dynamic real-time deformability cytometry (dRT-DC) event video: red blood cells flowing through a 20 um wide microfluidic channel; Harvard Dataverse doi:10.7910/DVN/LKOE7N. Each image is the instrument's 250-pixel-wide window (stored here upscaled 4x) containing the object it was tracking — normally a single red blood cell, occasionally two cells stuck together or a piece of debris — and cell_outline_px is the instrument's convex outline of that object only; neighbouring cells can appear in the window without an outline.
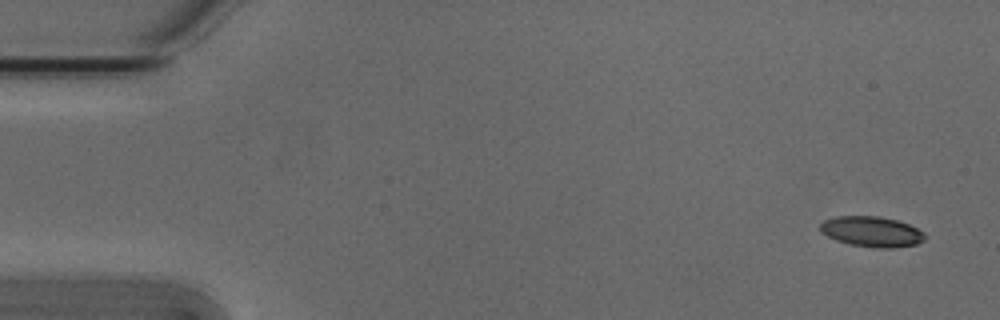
{"species": "Egyptian fruit bat (a non-hibernating species)", "species_latin": "Rousettus aegyptiacus", "temperature_condition": "cold", "stored_images_in_passage": 6, "camera_frame_rate_fps": 3000, "um_per_image_px": 0.085, "animal": {"sex": "male"}, "frame": {"image": 1, "passage_image": 1, "time_ms": 0.0, "image_size_px": [1000, 320], "cell_outline_px": [[928, 236], [924, 240], [916, 244], [892, 248], [880, 248], [852, 244], [836, 240], [820, 232], [820, 224], [824, 220], [836, 216], [880, 216], [896, 220], [908, 224], [924, 232]], "centroid_in_image_um": [74.11, 19.68], "position_along_channel_um": 10.9, "area_um2": 18.5}}
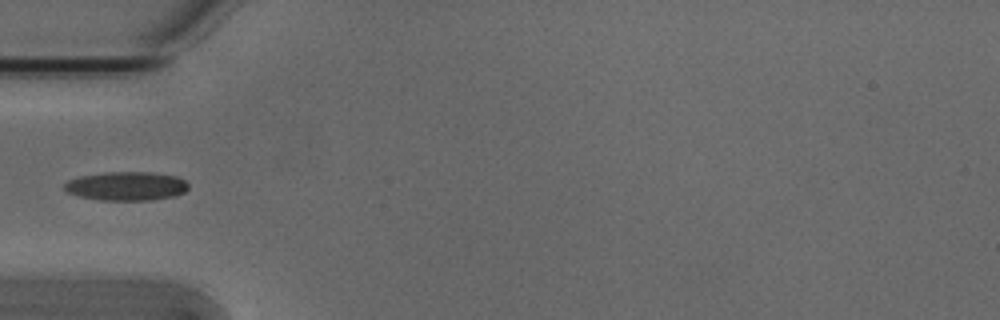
{"frame": {"image": 2, "passage_image": 5, "time_ms": 1.333, "image_size_px": [1000, 320], "cell_outline_px": [[188, 188], [184, 192], [176, 196], [152, 200], [100, 200], [80, 196], [68, 192], [64, 188], [64, 184], [68, 180], [80, 176], [104, 172], [152, 172], [176, 176], [184, 180], [188, 184]], "centroid_in_image_um": [10.76, 15.81], "position_along_channel_um": 74.2, "area_um2": 20.87}}
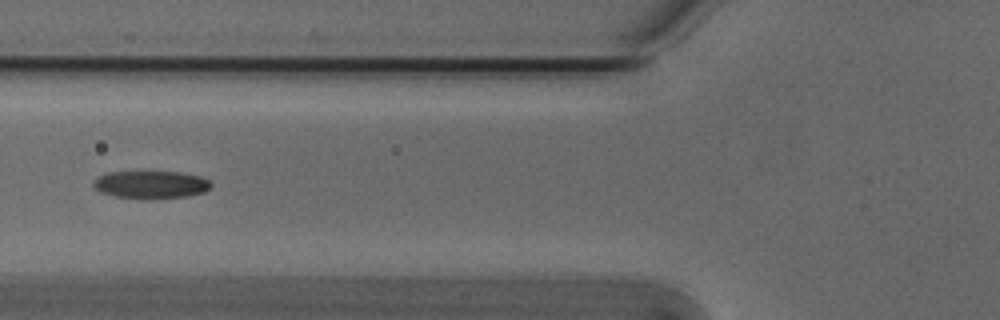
{"frame": {"image": 3, "passage_image": 6, "time_ms": 1.667, "image_size_px": [1000, 320], "cell_outline_px": [[212, 188], [204, 192], [188, 196], [140, 200], [116, 196], [100, 192], [92, 184], [100, 176], [108, 172], [180, 172], [200, 176], [208, 180], [212, 184]], "centroid_in_image_um": [12.86, 15.71], "position_along_channel_um": 112.9, "area_um2": 19.07}}